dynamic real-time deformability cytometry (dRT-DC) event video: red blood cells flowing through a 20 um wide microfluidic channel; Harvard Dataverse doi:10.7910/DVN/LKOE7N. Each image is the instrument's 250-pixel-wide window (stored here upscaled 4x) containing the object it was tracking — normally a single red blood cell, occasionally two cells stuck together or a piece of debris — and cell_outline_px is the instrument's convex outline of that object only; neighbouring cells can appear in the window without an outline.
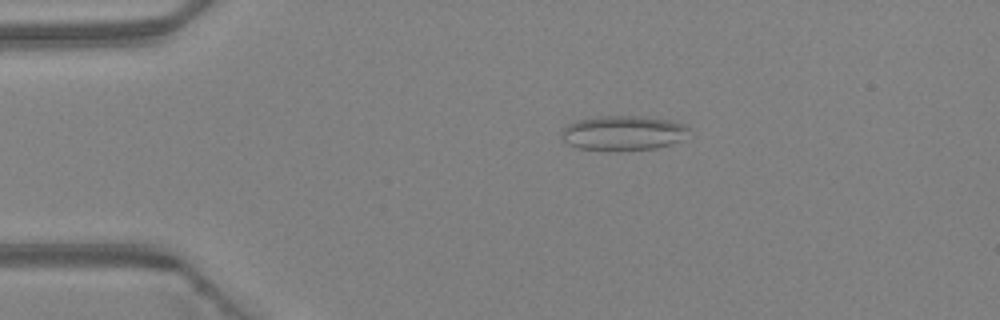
{"species": "Egyptian fruit bat (a non-hibernating species)", "species_latin": "Rousettus aegyptiacus", "temperature_condition": "warm", "stored_images_in_passage": 40, "camera_frame_rate_fps": 3000, "um_per_image_px": 0.085, "animal": {"sex": "female"}, "frame": {"image": 1, "passage_image": 3, "time_ms": 0.667, "image_size_px": [1000, 320], "cell_outline_px": [[688, 128], [676, 140], [668, 144], [656, 148], [608, 152], [580, 148], [568, 144], [564, 140], [560, 132], [568, 124], [576, 120], [600, 116], [636, 116], [668, 120], [684, 124]], "centroid_in_image_um": [52.84, 11.32], "position_along_channel_um": 32.2, "area_um2": 25.43}}
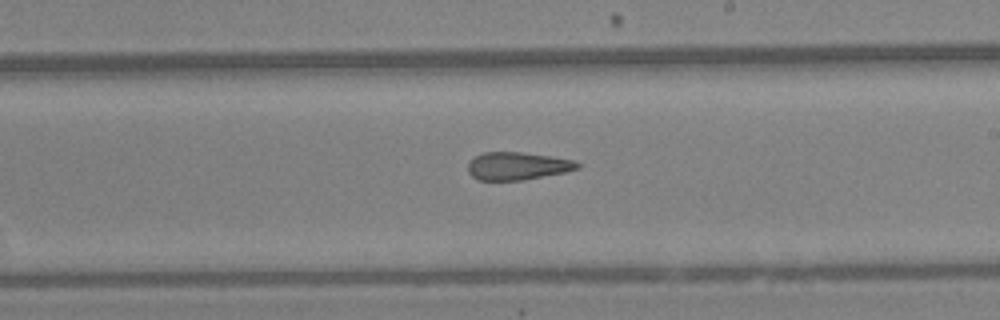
{"frame": {"image": 2, "passage_image": 21, "time_ms": 6.667, "image_size_px": [1000, 320], "cell_outline_px": [[580, 168], [564, 172], [524, 180], [476, 180], [468, 172], [468, 164], [476, 156], [484, 152], [520, 152], [548, 156], [572, 160], [580, 164]], "centroid_in_image_um": [43.96, 14.12], "position_along_channel_um": 245.0, "area_um2": 17.51}}
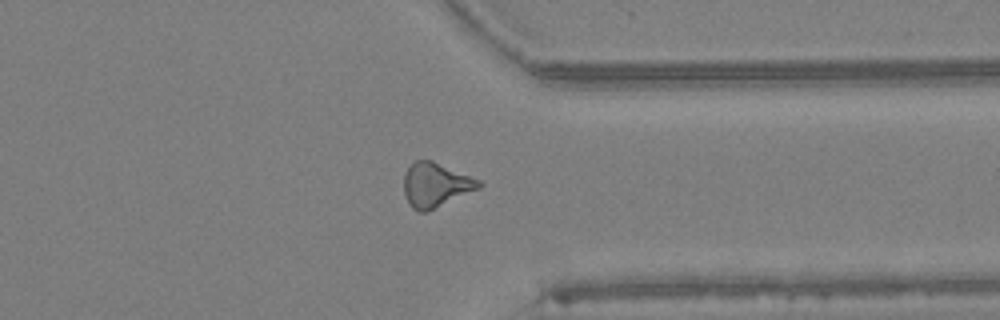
{"frame": {"image": 3, "passage_image": 30, "time_ms": 9.667, "image_size_px": [1000, 320], "cell_outline_px": [[484, 184], [480, 188], [424, 212], [420, 212], [412, 208], [404, 196], [404, 176], [408, 168], [416, 160], [432, 160], [480, 180]], "centroid_in_image_um": [37.02, 15.71], "position_along_channel_um": 374.4, "area_um2": 19.07}, "authors_computed_cell_mechanics": {"area_um2": 18.785, "velocity_mm_per_s": 4.3779, "shape_relaxation_time_tau1_ms": null, "shape_relaxation_time_tau2_ms": 3.9266, "deformation_change_tau1": null, "deformation_change_tau2": 0.139}}